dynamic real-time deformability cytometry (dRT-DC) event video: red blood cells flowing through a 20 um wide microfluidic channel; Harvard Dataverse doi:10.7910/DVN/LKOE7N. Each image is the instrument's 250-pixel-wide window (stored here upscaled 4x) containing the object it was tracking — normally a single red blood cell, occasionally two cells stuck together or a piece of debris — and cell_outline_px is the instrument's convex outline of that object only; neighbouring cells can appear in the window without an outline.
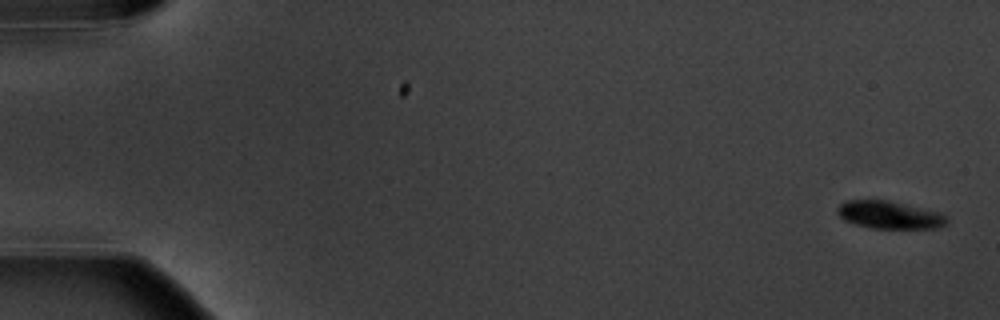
{"species": "common noctule bat (a hibernating species)", "species_latin": "Nyctalus noctula", "temperature_condition": "warm", "stored_images_in_passage": 7, "camera_frame_rate_fps": 3000, "um_per_image_px": 0.085, "animal": {"sex": "male", "body_mass_g": 20.1, "forearm_length_mm": 53.5}, "frame": {"image": 1, "passage_image": 1, "time_ms": 0.0, "image_size_px": [1000, 320], "cell_outline_px": [[948, 224], [936, 228], [872, 228], [856, 224], [844, 220], [836, 212], [836, 208], [844, 200], [888, 200], [940, 212], [948, 220]], "centroid_in_image_um": [75.59, 18.26], "position_along_channel_um": 9.4, "area_um2": 17.63}}
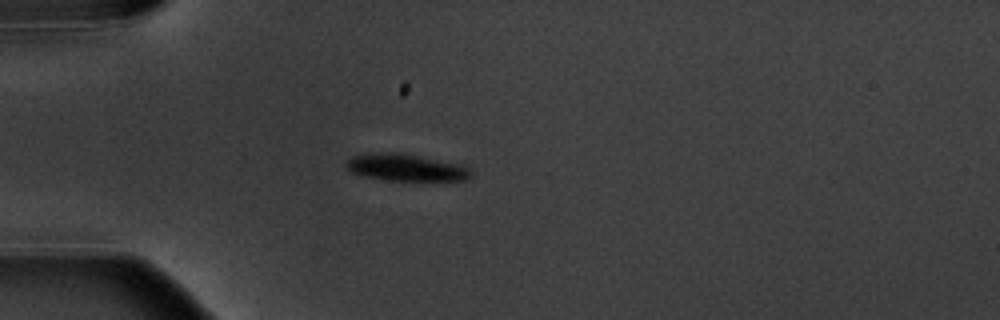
{"frame": {"image": 2, "passage_image": 5, "time_ms": 5.0, "image_size_px": [1000, 320], "cell_outline_px": [[472, 176], [464, 180], [388, 180], [364, 176], [352, 172], [344, 164], [344, 160], [352, 156], [368, 152], [396, 152], [460, 164], [468, 168], [472, 172]], "centroid_in_image_um": [34.43, 14.22], "position_along_channel_um": 50.6, "area_um2": 19.54}}